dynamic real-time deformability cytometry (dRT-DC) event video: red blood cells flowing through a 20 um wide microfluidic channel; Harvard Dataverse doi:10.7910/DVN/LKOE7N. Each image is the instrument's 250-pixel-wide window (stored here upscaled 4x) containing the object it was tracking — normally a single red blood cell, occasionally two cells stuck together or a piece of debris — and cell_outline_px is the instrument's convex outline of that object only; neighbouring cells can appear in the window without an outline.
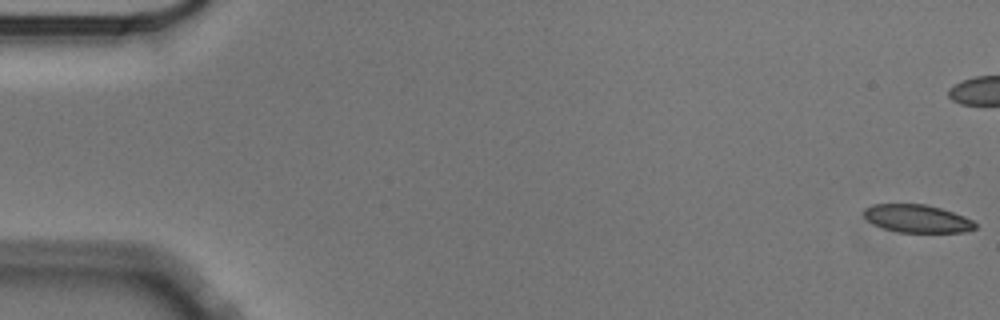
{"species": "Egyptian fruit bat (a non-hibernating species)", "species_latin": "Rousettus aegyptiacus", "temperature_condition": "cold", "stored_images_in_passage": 58, "camera_frame_rate_fps": 3000, "um_per_image_px": 0.085, "animal": {"sex": "male"}, "frame": {"image": 1, "passage_image": 1, "time_ms": 0.0, "image_size_px": [1000, 320], "cell_outline_px": [[976, 228], [964, 232], [896, 232], [872, 224], [864, 216], [864, 208], [872, 204], [924, 204], [940, 208], [964, 216], [972, 220], [976, 224]], "centroid_in_image_um": [77.93, 18.58], "position_along_channel_um": 7.1, "area_um2": 18.03}}
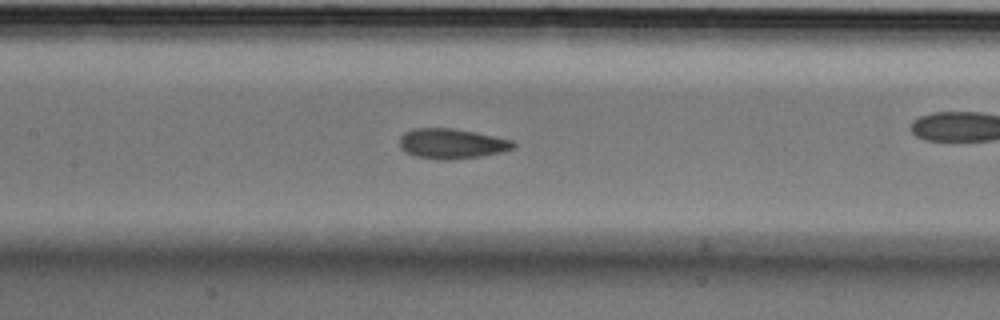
{"frame": {"image": 2, "passage_image": 27, "time_ms": 8.667, "image_size_px": [1000, 320], "cell_outline_px": [[516, 144], [512, 148], [500, 152], [480, 156], [452, 160], [436, 160], [416, 156], [404, 152], [400, 148], [400, 136], [404, 132], [412, 128], [452, 128], [512, 140]], "centroid_in_image_um": [38.32, 12.22], "position_along_channel_um": 169.1, "area_um2": 19.88}}
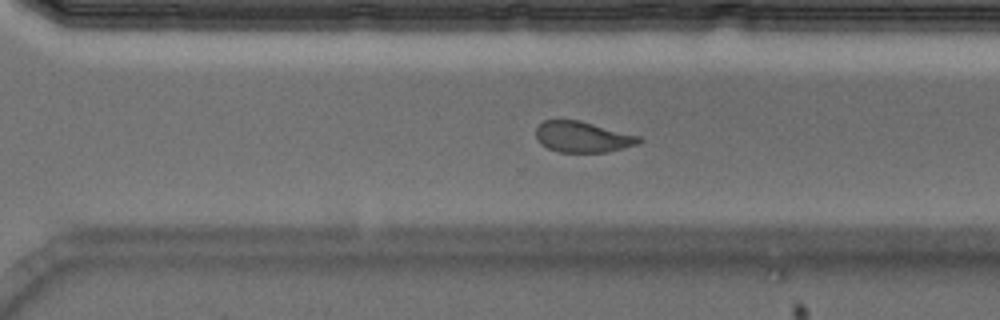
{"frame": {"image": 3, "passage_image": 40, "time_ms": 13.0, "image_size_px": [1000, 320], "cell_outline_px": [[644, 140], [640, 144], [608, 152], [560, 152], [548, 148], [540, 144], [536, 136], [536, 128], [544, 120], [580, 120], [640, 136]], "centroid_in_image_um": [49.56, 11.64], "position_along_channel_um": 321.0, "area_um2": 18.67}, "authors_computed_cell_mechanics": {"area_um2": 19.7676, "velocity_mm_per_s": 3.5334, "shape_relaxation_time_tau1_ms": 4.3396, "shape_relaxation_time_tau2_ms": 1.7887, "deformation_change_tau1": 0.1326, "deformation_change_tau2": 0.0807}}